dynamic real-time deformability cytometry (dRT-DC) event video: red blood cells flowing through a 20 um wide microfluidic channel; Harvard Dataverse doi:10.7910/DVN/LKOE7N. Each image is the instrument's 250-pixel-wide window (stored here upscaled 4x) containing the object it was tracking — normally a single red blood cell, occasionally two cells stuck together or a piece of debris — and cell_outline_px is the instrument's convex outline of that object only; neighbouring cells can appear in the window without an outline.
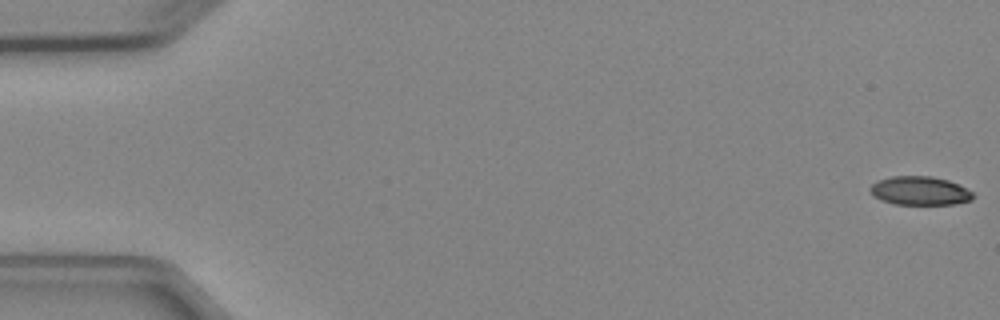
{"species": "Egyptian fruit bat (a non-hibernating species)", "species_latin": "Rousettus aegyptiacus", "temperature_condition": "cold", "stored_images_in_passage": 4, "camera_frame_rate_fps": 3000, "um_per_image_px": 0.085, "animal": {"sex": "female"}, "frame": {"image": 1, "passage_image": 1, "time_ms": 0.0, "image_size_px": [1000, 320], "cell_outline_px": [[976, 196], [972, 200], [952, 204], [896, 204], [880, 200], [872, 196], [868, 188], [876, 180], [892, 176], [932, 176], [948, 180], [972, 192]], "centroid_in_image_um": [78.13, 16.21], "position_along_channel_um": 6.9, "area_um2": 17.28}}
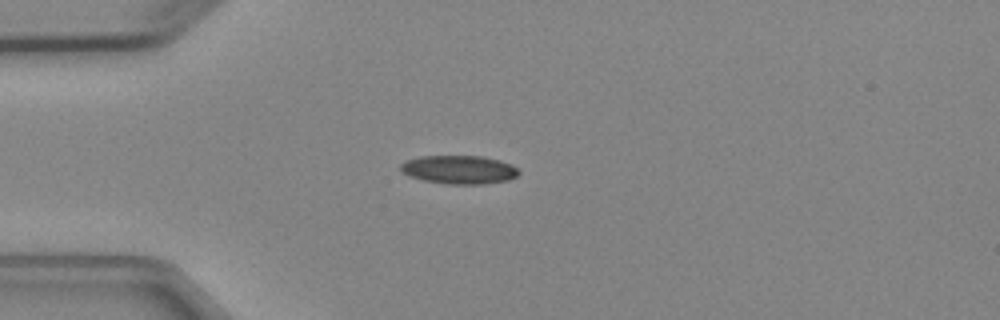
{"frame": {"image": 2, "passage_image": 4, "time_ms": 4.333, "image_size_px": [1000, 320], "cell_outline_px": [[520, 172], [516, 176], [508, 180], [484, 184], [448, 184], [424, 180], [412, 176], [404, 172], [400, 168], [400, 164], [408, 160], [420, 156], [480, 156], [500, 160], [512, 164]], "centroid_in_image_um": [39.06, 14.41], "position_along_channel_um": 45.9, "area_um2": 19.42}}